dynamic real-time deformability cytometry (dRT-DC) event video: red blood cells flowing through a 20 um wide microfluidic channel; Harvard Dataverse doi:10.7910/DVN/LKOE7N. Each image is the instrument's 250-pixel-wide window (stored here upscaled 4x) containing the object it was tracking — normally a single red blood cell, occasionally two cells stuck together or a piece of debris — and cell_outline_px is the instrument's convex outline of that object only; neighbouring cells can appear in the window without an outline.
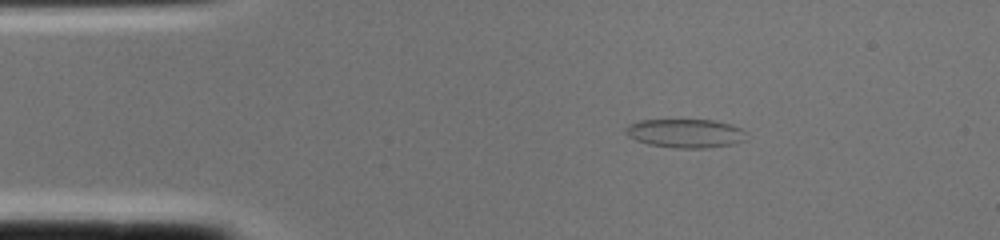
{"species": "common noctule bat (a hibernating species)", "species_latin": "Nyctalus noctula", "temperature_condition": "cold", "stored_images_in_passage": 1, "camera_frame_rate_fps": 3000, "um_per_image_px": 0.085, "animal": {"sex": "female", "body_mass_g": 22.0, "forearm_length_mm": 56.7}, "frame": {"image": 1, "passage_image": 1, "time_ms": 0.0, "image_size_px": [1000, 240], "cell_outline_px": [[744, 140], [732, 144], [708, 148], [676, 148], [648, 144], [636, 140], [628, 136], [624, 132], [624, 128], [628, 124], [640, 120], [712, 120], [732, 124], [740, 128], [744, 132]], "centroid_in_image_um": [58.21, 11.33], "position_along_channel_um": 26.8, "area_um2": 20.23}}